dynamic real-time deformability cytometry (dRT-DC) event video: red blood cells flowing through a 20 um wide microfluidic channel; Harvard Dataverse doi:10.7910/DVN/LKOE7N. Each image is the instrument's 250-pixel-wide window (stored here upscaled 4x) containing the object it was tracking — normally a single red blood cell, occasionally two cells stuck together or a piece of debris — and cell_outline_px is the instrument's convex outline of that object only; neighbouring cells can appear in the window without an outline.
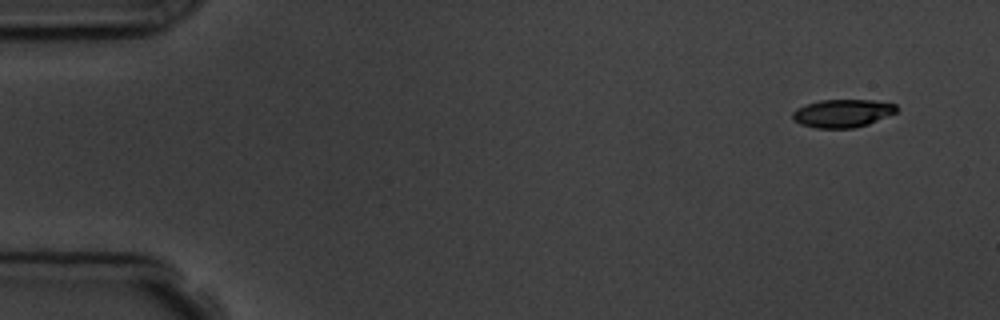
{"species": "common noctule bat (a hibernating species)", "species_latin": "Nyctalus noctula", "temperature_condition": "room temperature", "stored_images_in_passage": 4, "camera_frame_rate_fps": 3000, "um_per_image_px": 0.085, "animal": {"sex": "male", "body_mass_g": 19.5, "forearm_length_mm": 54.6}, "frame": {"image": 1, "passage_image": 1, "time_ms": 0.0, "image_size_px": [1000, 320], "cell_outline_px": [[900, 108], [896, 112], [868, 124], [852, 128], [816, 128], [800, 124], [792, 116], [792, 112], [796, 108], [804, 104], [820, 100], [872, 100], [896, 104]], "centroid_in_image_um": [71.61, 9.62], "position_along_channel_um": 13.4, "area_um2": 16.99}}
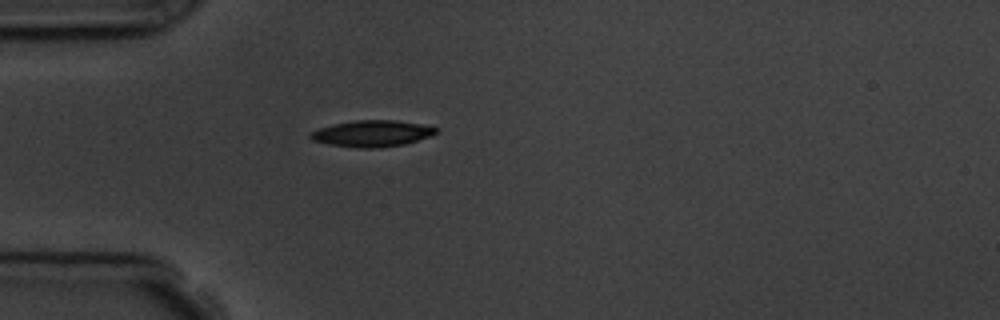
{"frame": {"image": 2, "passage_image": 4, "time_ms": 4.0, "image_size_px": [1000, 320], "cell_outline_px": [[436, 132], [428, 136], [404, 144], [376, 148], [356, 148], [328, 144], [312, 140], [308, 136], [312, 132], [320, 128], [332, 124], [356, 120], [396, 120], [420, 124], [436, 128]], "centroid_in_image_um": [31.56, 11.35], "position_along_channel_um": 53.4, "area_um2": 19.02}}